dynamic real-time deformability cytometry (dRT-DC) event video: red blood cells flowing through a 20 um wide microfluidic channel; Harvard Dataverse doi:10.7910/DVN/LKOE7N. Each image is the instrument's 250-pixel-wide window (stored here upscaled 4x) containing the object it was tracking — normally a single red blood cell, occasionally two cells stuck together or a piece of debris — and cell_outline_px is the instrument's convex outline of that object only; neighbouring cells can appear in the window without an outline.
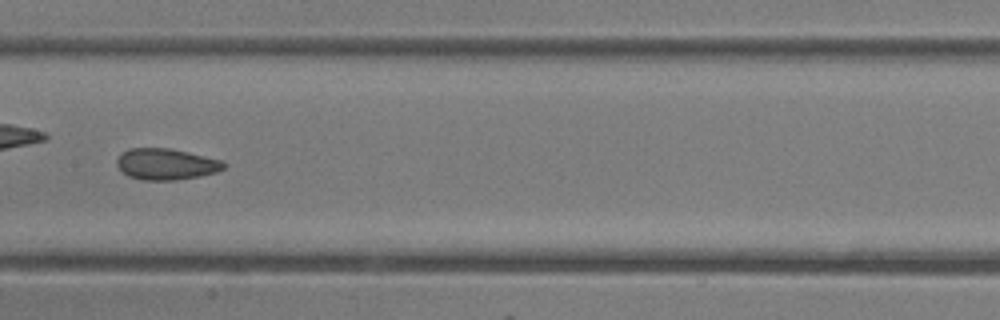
{"species": "common noctule bat (a hibernating species)", "species_latin": "Nyctalus noctula", "temperature_condition": "room temperature", "stored_images_in_passage": 32, "camera_frame_rate_fps": 3000, "um_per_image_px": 0.085, "animal": {"sex": "female"}, "frame": {"image": 1, "passage_image": 14, "time_ms": 4.333, "image_size_px": [1000, 320], "cell_outline_px": [[228, 164], [224, 168], [216, 172], [200, 176], [176, 180], [140, 180], [128, 176], [116, 164], [116, 160], [120, 152], [128, 148], [168, 148], [188, 152], [224, 160]], "centroid_in_image_um": [14.13, 13.94], "position_along_channel_um": 193.3, "area_um2": 19.71}}
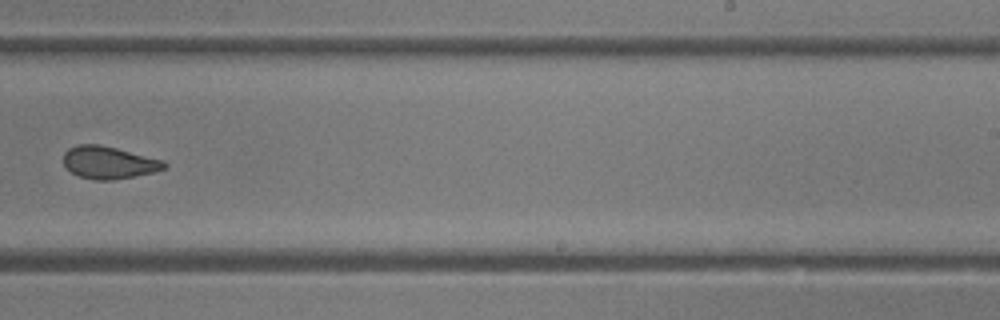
{"frame": {"image": 2, "passage_image": 19, "time_ms": 6.0, "image_size_px": [1000, 320], "cell_outline_px": [[168, 164], [164, 168], [152, 172], [136, 176], [112, 180], [92, 180], [80, 176], [64, 168], [64, 152], [68, 148], [76, 144], [100, 144], [164, 160]], "centroid_in_image_um": [9.22, 13.81], "position_along_channel_um": 279.8, "area_um2": 19.13}}